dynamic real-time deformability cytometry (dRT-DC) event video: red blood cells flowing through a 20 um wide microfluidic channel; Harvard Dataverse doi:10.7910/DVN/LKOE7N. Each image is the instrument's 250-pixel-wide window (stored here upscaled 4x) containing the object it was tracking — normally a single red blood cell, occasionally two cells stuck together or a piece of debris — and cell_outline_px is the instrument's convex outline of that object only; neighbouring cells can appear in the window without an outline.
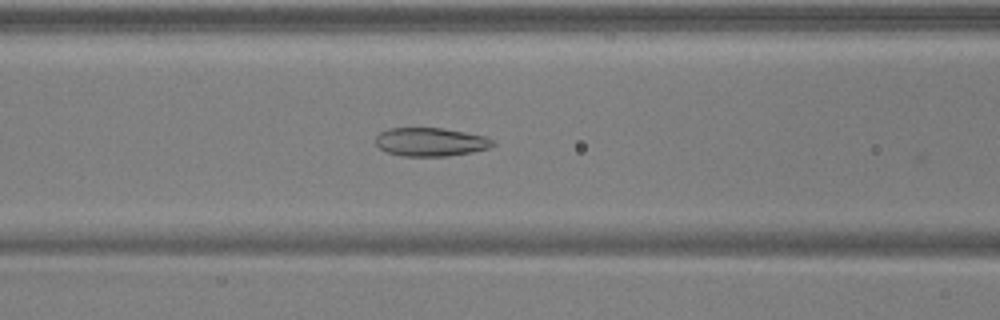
{"species": "common noctule bat (a hibernating species)", "species_latin": "Nyctalus noctula", "temperature_condition": "warm", "stored_images_in_passage": 37, "camera_frame_rate_fps": 3000, "um_per_image_px": 0.085, "animal": {"sex": "male", "body_mass_g": 17.9, "forearm_length_mm": 54.2}, "frame": {"image": 1, "passage_image": 7, "time_ms": 2.0, "image_size_px": [1000, 320], "cell_outline_px": [[496, 144], [488, 148], [472, 152], [448, 156], [400, 156], [388, 152], [380, 148], [376, 144], [376, 136], [380, 132], [388, 128], [444, 128], [484, 136], [496, 140]], "centroid_in_image_um": [36.62, 12.06], "position_along_channel_um": 130.0, "area_um2": 19.54}}
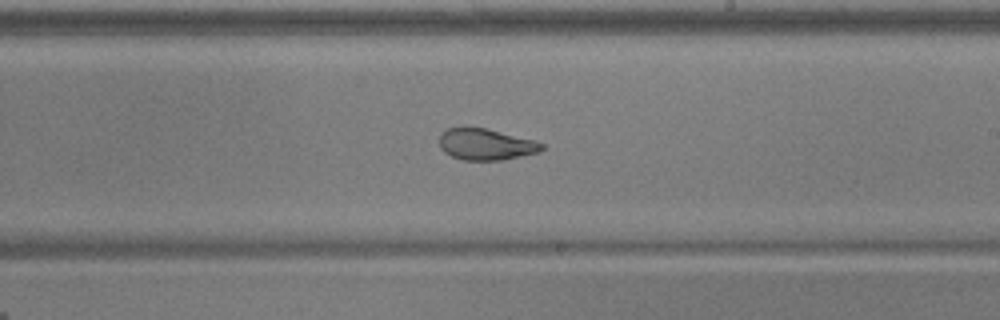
{"frame": {"image": 2, "passage_image": 16, "time_ms": 5.0, "image_size_px": [1000, 320], "cell_outline_px": [[544, 148], [540, 152], [504, 160], [464, 160], [452, 156], [444, 152], [440, 148], [440, 132], [448, 128], [488, 128], [532, 140], [544, 144]], "centroid_in_image_um": [41.3, 12.28], "position_along_channel_um": 247.7, "area_um2": 18.67}}
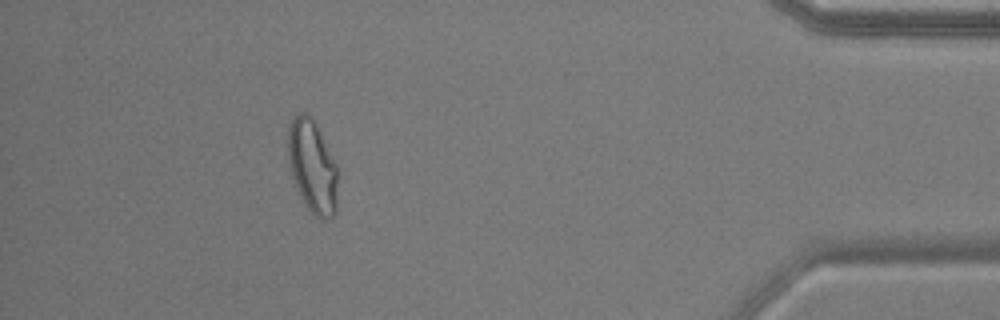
{"frame": {"image": 3, "passage_image": 32, "time_ms": 10.333, "image_size_px": [1000, 320], "cell_outline_px": [[336, 212], [332, 216], [324, 220], [320, 220], [304, 204], [300, 196], [292, 176], [288, 160], [288, 128], [292, 120], [300, 112], [308, 112], [312, 116], [336, 164]], "centroid_in_image_um": [26.54, 14.14], "position_along_channel_um": 408.7, "area_um2": 26.7}, "authors_computed_cell_mechanics": {"area_um2": 20.4612, "velocity_mm_per_s": 3.93, "shape_relaxation_time_tau1_ms": null, "shape_relaxation_time_tau2_ms": 0.9664, "deformation_change_tau1": null, "deformation_change_tau2": 0.07}}